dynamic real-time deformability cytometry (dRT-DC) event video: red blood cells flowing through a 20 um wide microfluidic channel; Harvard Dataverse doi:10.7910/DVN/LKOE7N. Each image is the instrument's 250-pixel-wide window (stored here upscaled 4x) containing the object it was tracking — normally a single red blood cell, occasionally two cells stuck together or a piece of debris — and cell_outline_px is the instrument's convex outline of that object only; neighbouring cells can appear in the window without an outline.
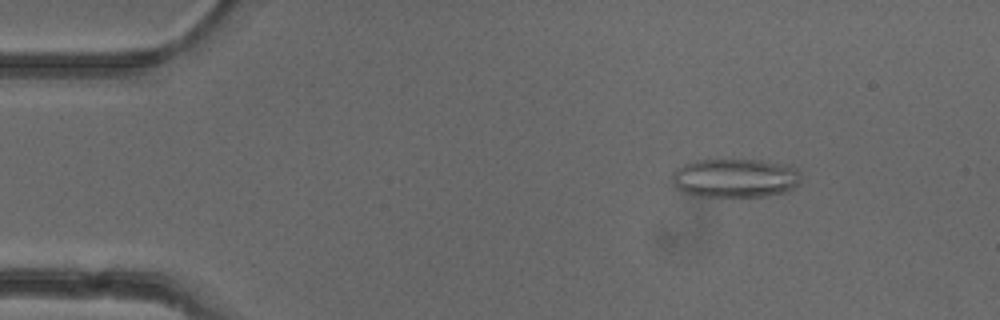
{"species": "common noctule bat (a hibernating species)", "species_latin": "Nyctalus noctula", "temperature_condition": "cold", "stored_images_in_passage": 5, "camera_frame_rate_fps": 3000, "um_per_image_px": 0.085, "animal": {"sex": "female"}, "frame": {"image": 1, "passage_image": 2, "time_ms": 0.333, "image_size_px": [1000, 320], "cell_outline_px": [[800, 184], [784, 192], [764, 196], [692, 196], [676, 188], [672, 180], [672, 172], [676, 168], [684, 164], [696, 160], [760, 160], [788, 164], [796, 168], [800, 172]], "centroid_in_image_um": [62.48, 15.13], "position_along_channel_um": 22.5, "area_um2": 29.42}}